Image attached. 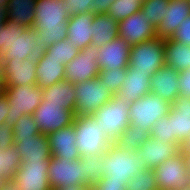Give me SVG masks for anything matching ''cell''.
I'll return each mask as SVG.
<instances>
[{
  "label": "cell",
  "mask_w": 190,
  "mask_h": 190,
  "mask_svg": "<svg viewBox=\"0 0 190 190\" xmlns=\"http://www.w3.org/2000/svg\"><path fill=\"white\" fill-rule=\"evenodd\" d=\"M62 0H37L33 29L38 33L41 49L44 50L66 39V23L70 16L63 9Z\"/></svg>",
  "instance_id": "1"
},
{
  "label": "cell",
  "mask_w": 190,
  "mask_h": 190,
  "mask_svg": "<svg viewBox=\"0 0 190 190\" xmlns=\"http://www.w3.org/2000/svg\"><path fill=\"white\" fill-rule=\"evenodd\" d=\"M104 174L108 180L130 181L140 170L145 169V165L140 155L133 151L120 148L112 143L103 154Z\"/></svg>",
  "instance_id": "2"
},
{
  "label": "cell",
  "mask_w": 190,
  "mask_h": 190,
  "mask_svg": "<svg viewBox=\"0 0 190 190\" xmlns=\"http://www.w3.org/2000/svg\"><path fill=\"white\" fill-rule=\"evenodd\" d=\"M73 124L80 158L103 155L112 144L92 115L76 116Z\"/></svg>",
  "instance_id": "3"
},
{
  "label": "cell",
  "mask_w": 190,
  "mask_h": 190,
  "mask_svg": "<svg viewBox=\"0 0 190 190\" xmlns=\"http://www.w3.org/2000/svg\"><path fill=\"white\" fill-rule=\"evenodd\" d=\"M129 108V103L115 95L92 114V117L96 119L98 125L102 128L103 133L112 143L118 139L130 124Z\"/></svg>",
  "instance_id": "4"
},
{
  "label": "cell",
  "mask_w": 190,
  "mask_h": 190,
  "mask_svg": "<svg viewBox=\"0 0 190 190\" xmlns=\"http://www.w3.org/2000/svg\"><path fill=\"white\" fill-rule=\"evenodd\" d=\"M170 109L171 103L150 92L130 104V125L140 127L150 135L152 126L166 117Z\"/></svg>",
  "instance_id": "5"
},
{
  "label": "cell",
  "mask_w": 190,
  "mask_h": 190,
  "mask_svg": "<svg viewBox=\"0 0 190 190\" xmlns=\"http://www.w3.org/2000/svg\"><path fill=\"white\" fill-rule=\"evenodd\" d=\"M165 63V39L155 37L131 46L129 66L135 72L153 76Z\"/></svg>",
  "instance_id": "6"
},
{
  "label": "cell",
  "mask_w": 190,
  "mask_h": 190,
  "mask_svg": "<svg viewBox=\"0 0 190 190\" xmlns=\"http://www.w3.org/2000/svg\"><path fill=\"white\" fill-rule=\"evenodd\" d=\"M9 104L5 123L14 126L24 115H32L43 100V90L38 85H22L6 88Z\"/></svg>",
  "instance_id": "7"
},
{
  "label": "cell",
  "mask_w": 190,
  "mask_h": 190,
  "mask_svg": "<svg viewBox=\"0 0 190 190\" xmlns=\"http://www.w3.org/2000/svg\"><path fill=\"white\" fill-rule=\"evenodd\" d=\"M76 92V116H90L113 97L99 77L74 84Z\"/></svg>",
  "instance_id": "8"
},
{
  "label": "cell",
  "mask_w": 190,
  "mask_h": 190,
  "mask_svg": "<svg viewBox=\"0 0 190 190\" xmlns=\"http://www.w3.org/2000/svg\"><path fill=\"white\" fill-rule=\"evenodd\" d=\"M158 190H175L190 187L184 153L180 150L173 157L154 168Z\"/></svg>",
  "instance_id": "9"
},
{
  "label": "cell",
  "mask_w": 190,
  "mask_h": 190,
  "mask_svg": "<svg viewBox=\"0 0 190 190\" xmlns=\"http://www.w3.org/2000/svg\"><path fill=\"white\" fill-rule=\"evenodd\" d=\"M47 176L52 190L57 187H66L73 184H87V176L84 175L81 158L69 161L52 156Z\"/></svg>",
  "instance_id": "10"
},
{
  "label": "cell",
  "mask_w": 190,
  "mask_h": 190,
  "mask_svg": "<svg viewBox=\"0 0 190 190\" xmlns=\"http://www.w3.org/2000/svg\"><path fill=\"white\" fill-rule=\"evenodd\" d=\"M100 49L90 45L80 50L71 62L65 65V80L72 84L86 82L99 75L97 55Z\"/></svg>",
  "instance_id": "11"
},
{
  "label": "cell",
  "mask_w": 190,
  "mask_h": 190,
  "mask_svg": "<svg viewBox=\"0 0 190 190\" xmlns=\"http://www.w3.org/2000/svg\"><path fill=\"white\" fill-rule=\"evenodd\" d=\"M50 160L21 162L12 178L19 190H52L48 181Z\"/></svg>",
  "instance_id": "12"
},
{
  "label": "cell",
  "mask_w": 190,
  "mask_h": 190,
  "mask_svg": "<svg viewBox=\"0 0 190 190\" xmlns=\"http://www.w3.org/2000/svg\"><path fill=\"white\" fill-rule=\"evenodd\" d=\"M32 116L41 134L45 135L72 125L76 117L74 111L64 109L60 105H45L42 101Z\"/></svg>",
  "instance_id": "13"
},
{
  "label": "cell",
  "mask_w": 190,
  "mask_h": 190,
  "mask_svg": "<svg viewBox=\"0 0 190 190\" xmlns=\"http://www.w3.org/2000/svg\"><path fill=\"white\" fill-rule=\"evenodd\" d=\"M13 27H15V39L3 59L24 60L37 57L42 52L37 31L16 22H13Z\"/></svg>",
  "instance_id": "14"
},
{
  "label": "cell",
  "mask_w": 190,
  "mask_h": 190,
  "mask_svg": "<svg viewBox=\"0 0 190 190\" xmlns=\"http://www.w3.org/2000/svg\"><path fill=\"white\" fill-rule=\"evenodd\" d=\"M118 34L131 46L157 37L156 28L148 23L141 10L119 21Z\"/></svg>",
  "instance_id": "15"
},
{
  "label": "cell",
  "mask_w": 190,
  "mask_h": 190,
  "mask_svg": "<svg viewBox=\"0 0 190 190\" xmlns=\"http://www.w3.org/2000/svg\"><path fill=\"white\" fill-rule=\"evenodd\" d=\"M171 143L181 147L190 137V97L179 95L170 109Z\"/></svg>",
  "instance_id": "16"
},
{
  "label": "cell",
  "mask_w": 190,
  "mask_h": 190,
  "mask_svg": "<svg viewBox=\"0 0 190 190\" xmlns=\"http://www.w3.org/2000/svg\"><path fill=\"white\" fill-rule=\"evenodd\" d=\"M131 45L120 36L100 48L97 55L100 70H116L129 67Z\"/></svg>",
  "instance_id": "17"
},
{
  "label": "cell",
  "mask_w": 190,
  "mask_h": 190,
  "mask_svg": "<svg viewBox=\"0 0 190 190\" xmlns=\"http://www.w3.org/2000/svg\"><path fill=\"white\" fill-rule=\"evenodd\" d=\"M37 57L24 60H4V82L7 87L37 85Z\"/></svg>",
  "instance_id": "18"
},
{
  "label": "cell",
  "mask_w": 190,
  "mask_h": 190,
  "mask_svg": "<svg viewBox=\"0 0 190 190\" xmlns=\"http://www.w3.org/2000/svg\"><path fill=\"white\" fill-rule=\"evenodd\" d=\"M178 76L179 71L165 64L151 76V93L172 104L180 95Z\"/></svg>",
  "instance_id": "19"
},
{
  "label": "cell",
  "mask_w": 190,
  "mask_h": 190,
  "mask_svg": "<svg viewBox=\"0 0 190 190\" xmlns=\"http://www.w3.org/2000/svg\"><path fill=\"white\" fill-rule=\"evenodd\" d=\"M74 129V124H72L48 135L49 147L53 157L64 158L69 161L80 158Z\"/></svg>",
  "instance_id": "20"
},
{
  "label": "cell",
  "mask_w": 190,
  "mask_h": 190,
  "mask_svg": "<svg viewBox=\"0 0 190 190\" xmlns=\"http://www.w3.org/2000/svg\"><path fill=\"white\" fill-rule=\"evenodd\" d=\"M179 151L180 146L176 143L159 142L150 136L136 152L140 155L146 168L154 169Z\"/></svg>",
  "instance_id": "21"
},
{
  "label": "cell",
  "mask_w": 190,
  "mask_h": 190,
  "mask_svg": "<svg viewBox=\"0 0 190 190\" xmlns=\"http://www.w3.org/2000/svg\"><path fill=\"white\" fill-rule=\"evenodd\" d=\"M190 16V0H169L161 23L156 27L157 37L171 38L180 24Z\"/></svg>",
  "instance_id": "22"
},
{
  "label": "cell",
  "mask_w": 190,
  "mask_h": 190,
  "mask_svg": "<svg viewBox=\"0 0 190 190\" xmlns=\"http://www.w3.org/2000/svg\"><path fill=\"white\" fill-rule=\"evenodd\" d=\"M65 65L58 60L48 56L43 50L37 56L36 81L37 85L43 89L48 86L65 80Z\"/></svg>",
  "instance_id": "23"
},
{
  "label": "cell",
  "mask_w": 190,
  "mask_h": 190,
  "mask_svg": "<svg viewBox=\"0 0 190 190\" xmlns=\"http://www.w3.org/2000/svg\"><path fill=\"white\" fill-rule=\"evenodd\" d=\"M149 74L135 72L130 66L127 68V75L118 94L120 99L132 104L139 98L151 92Z\"/></svg>",
  "instance_id": "24"
},
{
  "label": "cell",
  "mask_w": 190,
  "mask_h": 190,
  "mask_svg": "<svg viewBox=\"0 0 190 190\" xmlns=\"http://www.w3.org/2000/svg\"><path fill=\"white\" fill-rule=\"evenodd\" d=\"M94 13L79 14L68 19L67 26V40L72 45L78 47L80 50L88 47L92 42V20Z\"/></svg>",
  "instance_id": "25"
},
{
  "label": "cell",
  "mask_w": 190,
  "mask_h": 190,
  "mask_svg": "<svg viewBox=\"0 0 190 190\" xmlns=\"http://www.w3.org/2000/svg\"><path fill=\"white\" fill-rule=\"evenodd\" d=\"M14 145L21 154L22 162L50 160L52 157L48 135L45 134L21 138Z\"/></svg>",
  "instance_id": "26"
},
{
  "label": "cell",
  "mask_w": 190,
  "mask_h": 190,
  "mask_svg": "<svg viewBox=\"0 0 190 190\" xmlns=\"http://www.w3.org/2000/svg\"><path fill=\"white\" fill-rule=\"evenodd\" d=\"M42 102L47 104L60 105L64 109L74 111L76 105V92L74 84L69 81L63 80L43 88Z\"/></svg>",
  "instance_id": "27"
},
{
  "label": "cell",
  "mask_w": 190,
  "mask_h": 190,
  "mask_svg": "<svg viewBox=\"0 0 190 190\" xmlns=\"http://www.w3.org/2000/svg\"><path fill=\"white\" fill-rule=\"evenodd\" d=\"M91 28V45L99 49L119 36V21H116L107 14H95L92 20Z\"/></svg>",
  "instance_id": "28"
},
{
  "label": "cell",
  "mask_w": 190,
  "mask_h": 190,
  "mask_svg": "<svg viewBox=\"0 0 190 190\" xmlns=\"http://www.w3.org/2000/svg\"><path fill=\"white\" fill-rule=\"evenodd\" d=\"M165 63L179 72L190 69V45L165 39Z\"/></svg>",
  "instance_id": "29"
},
{
  "label": "cell",
  "mask_w": 190,
  "mask_h": 190,
  "mask_svg": "<svg viewBox=\"0 0 190 190\" xmlns=\"http://www.w3.org/2000/svg\"><path fill=\"white\" fill-rule=\"evenodd\" d=\"M37 0H10L7 5V20L27 28H33Z\"/></svg>",
  "instance_id": "30"
},
{
  "label": "cell",
  "mask_w": 190,
  "mask_h": 190,
  "mask_svg": "<svg viewBox=\"0 0 190 190\" xmlns=\"http://www.w3.org/2000/svg\"><path fill=\"white\" fill-rule=\"evenodd\" d=\"M21 162V154L14 144L0 150V176L4 177L7 181L12 180Z\"/></svg>",
  "instance_id": "31"
},
{
  "label": "cell",
  "mask_w": 190,
  "mask_h": 190,
  "mask_svg": "<svg viewBox=\"0 0 190 190\" xmlns=\"http://www.w3.org/2000/svg\"><path fill=\"white\" fill-rule=\"evenodd\" d=\"M149 137L150 135L144 132L142 128L129 124L128 128L122 132L114 143L120 148L136 152Z\"/></svg>",
  "instance_id": "32"
},
{
  "label": "cell",
  "mask_w": 190,
  "mask_h": 190,
  "mask_svg": "<svg viewBox=\"0 0 190 190\" xmlns=\"http://www.w3.org/2000/svg\"><path fill=\"white\" fill-rule=\"evenodd\" d=\"M81 159L84 175L87 176V185L92 188L102 180L104 174L103 155L83 156Z\"/></svg>",
  "instance_id": "33"
},
{
  "label": "cell",
  "mask_w": 190,
  "mask_h": 190,
  "mask_svg": "<svg viewBox=\"0 0 190 190\" xmlns=\"http://www.w3.org/2000/svg\"><path fill=\"white\" fill-rule=\"evenodd\" d=\"M48 56L55 58L62 65H66L71 60L78 55L80 49L70 42H68L67 38L62 39L59 42H56L52 46L43 50Z\"/></svg>",
  "instance_id": "34"
},
{
  "label": "cell",
  "mask_w": 190,
  "mask_h": 190,
  "mask_svg": "<svg viewBox=\"0 0 190 190\" xmlns=\"http://www.w3.org/2000/svg\"><path fill=\"white\" fill-rule=\"evenodd\" d=\"M168 3L169 0H143L141 11L147 17L148 23L156 28L164 18Z\"/></svg>",
  "instance_id": "35"
},
{
  "label": "cell",
  "mask_w": 190,
  "mask_h": 190,
  "mask_svg": "<svg viewBox=\"0 0 190 190\" xmlns=\"http://www.w3.org/2000/svg\"><path fill=\"white\" fill-rule=\"evenodd\" d=\"M143 0H115L106 13L116 21L126 19L141 10Z\"/></svg>",
  "instance_id": "36"
},
{
  "label": "cell",
  "mask_w": 190,
  "mask_h": 190,
  "mask_svg": "<svg viewBox=\"0 0 190 190\" xmlns=\"http://www.w3.org/2000/svg\"><path fill=\"white\" fill-rule=\"evenodd\" d=\"M125 190H158L154 169L140 170L128 181Z\"/></svg>",
  "instance_id": "37"
},
{
  "label": "cell",
  "mask_w": 190,
  "mask_h": 190,
  "mask_svg": "<svg viewBox=\"0 0 190 190\" xmlns=\"http://www.w3.org/2000/svg\"><path fill=\"white\" fill-rule=\"evenodd\" d=\"M127 75V68L116 70H100L99 79L103 82V88L109 89L113 96L117 95Z\"/></svg>",
  "instance_id": "38"
},
{
  "label": "cell",
  "mask_w": 190,
  "mask_h": 190,
  "mask_svg": "<svg viewBox=\"0 0 190 190\" xmlns=\"http://www.w3.org/2000/svg\"><path fill=\"white\" fill-rule=\"evenodd\" d=\"M12 129L14 133V143L18 142L21 138L35 137V135L41 134L32 115L20 117Z\"/></svg>",
  "instance_id": "39"
},
{
  "label": "cell",
  "mask_w": 190,
  "mask_h": 190,
  "mask_svg": "<svg viewBox=\"0 0 190 190\" xmlns=\"http://www.w3.org/2000/svg\"><path fill=\"white\" fill-rule=\"evenodd\" d=\"M63 9L70 17L84 14H95V0H62Z\"/></svg>",
  "instance_id": "40"
},
{
  "label": "cell",
  "mask_w": 190,
  "mask_h": 190,
  "mask_svg": "<svg viewBox=\"0 0 190 190\" xmlns=\"http://www.w3.org/2000/svg\"><path fill=\"white\" fill-rule=\"evenodd\" d=\"M170 114L159 119L151 128V137H154L159 142L171 143V129H170Z\"/></svg>",
  "instance_id": "41"
},
{
  "label": "cell",
  "mask_w": 190,
  "mask_h": 190,
  "mask_svg": "<svg viewBox=\"0 0 190 190\" xmlns=\"http://www.w3.org/2000/svg\"><path fill=\"white\" fill-rule=\"evenodd\" d=\"M15 39V27H13V21H6L2 27V48L0 50V56L3 57L8 52L13 40Z\"/></svg>",
  "instance_id": "42"
},
{
  "label": "cell",
  "mask_w": 190,
  "mask_h": 190,
  "mask_svg": "<svg viewBox=\"0 0 190 190\" xmlns=\"http://www.w3.org/2000/svg\"><path fill=\"white\" fill-rule=\"evenodd\" d=\"M170 39L184 45H190V16L180 24Z\"/></svg>",
  "instance_id": "43"
},
{
  "label": "cell",
  "mask_w": 190,
  "mask_h": 190,
  "mask_svg": "<svg viewBox=\"0 0 190 190\" xmlns=\"http://www.w3.org/2000/svg\"><path fill=\"white\" fill-rule=\"evenodd\" d=\"M14 144V133L12 126L7 123L0 124V150L6 149Z\"/></svg>",
  "instance_id": "44"
},
{
  "label": "cell",
  "mask_w": 190,
  "mask_h": 190,
  "mask_svg": "<svg viewBox=\"0 0 190 190\" xmlns=\"http://www.w3.org/2000/svg\"><path fill=\"white\" fill-rule=\"evenodd\" d=\"M127 183V181L108 180L106 177H102V180L91 190H125Z\"/></svg>",
  "instance_id": "45"
},
{
  "label": "cell",
  "mask_w": 190,
  "mask_h": 190,
  "mask_svg": "<svg viewBox=\"0 0 190 190\" xmlns=\"http://www.w3.org/2000/svg\"><path fill=\"white\" fill-rule=\"evenodd\" d=\"M178 84L180 95L190 97V69L179 72Z\"/></svg>",
  "instance_id": "46"
},
{
  "label": "cell",
  "mask_w": 190,
  "mask_h": 190,
  "mask_svg": "<svg viewBox=\"0 0 190 190\" xmlns=\"http://www.w3.org/2000/svg\"><path fill=\"white\" fill-rule=\"evenodd\" d=\"M115 0H95V14H106Z\"/></svg>",
  "instance_id": "47"
},
{
  "label": "cell",
  "mask_w": 190,
  "mask_h": 190,
  "mask_svg": "<svg viewBox=\"0 0 190 190\" xmlns=\"http://www.w3.org/2000/svg\"><path fill=\"white\" fill-rule=\"evenodd\" d=\"M9 104L6 96L0 99V124L5 123L6 116L8 115Z\"/></svg>",
  "instance_id": "48"
},
{
  "label": "cell",
  "mask_w": 190,
  "mask_h": 190,
  "mask_svg": "<svg viewBox=\"0 0 190 190\" xmlns=\"http://www.w3.org/2000/svg\"><path fill=\"white\" fill-rule=\"evenodd\" d=\"M53 190H91V188L87 184H81V185H68L66 187H57Z\"/></svg>",
  "instance_id": "49"
},
{
  "label": "cell",
  "mask_w": 190,
  "mask_h": 190,
  "mask_svg": "<svg viewBox=\"0 0 190 190\" xmlns=\"http://www.w3.org/2000/svg\"><path fill=\"white\" fill-rule=\"evenodd\" d=\"M7 21V7L0 5V24Z\"/></svg>",
  "instance_id": "50"
},
{
  "label": "cell",
  "mask_w": 190,
  "mask_h": 190,
  "mask_svg": "<svg viewBox=\"0 0 190 190\" xmlns=\"http://www.w3.org/2000/svg\"><path fill=\"white\" fill-rule=\"evenodd\" d=\"M2 190H19L16 183L13 180L7 181L6 185L2 188Z\"/></svg>",
  "instance_id": "51"
},
{
  "label": "cell",
  "mask_w": 190,
  "mask_h": 190,
  "mask_svg": "<svg viewBox=\"0 0 190 190\" xmlns=\"http://www.w3.org/2000/svg\"><path fill=\"white\" fill-rule=\"evenodd\" d=\"M180 150L182 152H190V137L182 143Z\"/></svg>",
  "instance_id": "52"
},
{
  "label": "cell",
  "mask_w": 190,
  "mask_h": 190,
  "mask_svg": "<svg viewBox=\"0 0 190 190\" xmlns=\"http://www.w3.org/2000/svg\"><path fill=\"white\" fill-rule=\"evenodd\" d=\"M6 88L4 80H0V99L6 96Z\"/></svg>",
  "instance_id": "53"
},
{
  "label": "cell",
  "mask_w": 190,
  "mask_h": 190,
  "mask_svg": "<svg viewBox=\"0 0 190 190\" xmlns=\"http://www.w3.org/2000/svg\"><path fill=\"white\" fill-rule=\"evenodd\" d=\"M5 79V73H4V59L0 56V80Z\"/></svg>",
  "instance_id": "54"
},
{
  "label": "cell",
  "mask_w": 190,
  "mask_h": 190,
  "mask_svg": "<svg viewBox=\"0 0 190 190\" xmlns=\"http://www.w3.org/2000/svg\"><path fill=\"white\" fill-rule=\"evenodd\" d=\"M185 157V163L188 170V173H190V152H183Z\"/></svg>",
  "instance_id": "55"
},
{
  "label": "cell",
  "mask_w": 190,
  "mask_h": 190,
  "mask_svg": "<svg viewBox=\"0 0 190 190\" xmlns=\"http://www.w3.org/2000/svg\"><path fill=\"white\" fill-rule=\"evenodd\" d=\"M6 183L7 180L4 177L0 176V190H2V188L6 185Z\"/></svg>",
  "instance_id": "56"
},
{
  "label": "cell",
  "mask_w": 190,
  "mask_h": 190,
  "mask_svg": "<svg viewBox=\"0 0 190 190\" xmlns=\"http://www.w3.org/2000/svg\"><path fill=\"white\" fill-rule=\"evenodd\" d=\"M4 26V24H0V50L2 48V27Z\"/></svg>",
  "instance_id": "57"
},
{
  "label": "cell",
  "mask_w": 190,
  "mask_h": 190,
  "mask_svg": "<svg viewBox=\"0 0 190 190\" xmlns=\"http://www.w3.org/2000/svg\"><path fill=\"white\" fill-rule=\"evenodd\" d=\"M10 0H0V5L7 7Z\"/></svg>",
  "instance_id": "58"
},
{
  "label": "cell",
  "mask_w": 190,
  "mask_h": 190,
  "mask_svg": "<svg viewBox=\"0 0 190 190\" xmlns=\"http://www.w3.org/2000/svg\"><path fill=\"white\" fill-rule=\"evenodd\" d=\"M175 190H190V187H187V188H177Z\"/></svg>",
  "instance_id": "59"
}]
</instances>
